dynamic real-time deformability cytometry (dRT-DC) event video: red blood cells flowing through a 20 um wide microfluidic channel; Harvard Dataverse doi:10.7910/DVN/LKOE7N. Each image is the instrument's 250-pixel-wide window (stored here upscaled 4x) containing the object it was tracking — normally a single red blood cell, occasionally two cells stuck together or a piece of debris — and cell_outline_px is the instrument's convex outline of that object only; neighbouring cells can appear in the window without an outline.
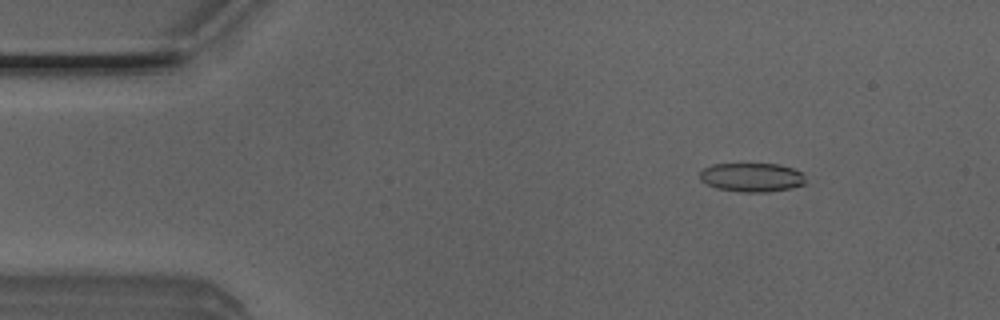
{"species": "Egyptian fruit bat (a non-hibernating species)", "species_latin": "Rousettus aegyptiacus", "temperature_condition": "room temperature", "stored_images_in_passage": 45, "camera_frame_rate_fps": 3000, "um_per_image_px": 0.085, "animal": {"sex": "male"}, "frame": {"image": 1, "passage_image": 1, "time_ms": 0.0, "image_size_px": [1000, 320], "cell_outline_px": [[804, 184], [792, 188], [768, 192], [740, 192], [716, 188], [700, 180], [700, 172], [704, 168], [712, 164], [780, 164], [804, 172]], "centroid_in_image_um": [63.92, 15.07], "position_along_channel_um": 21.1, "area_um2": 17.92}}
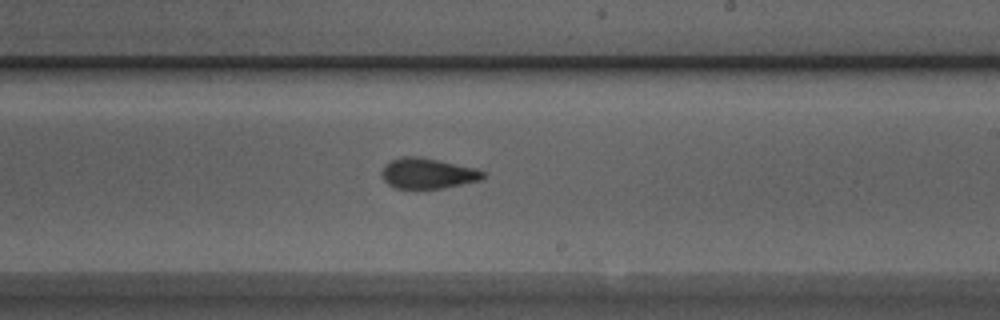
{"frame": {"image": 2, "passage_image": 24, "time_ms": 7.667, "image_size_px": [1000, 320], "cell_outline_px": [[488, 176], [484, 180], [444, 188], [396, 188], [388, 184], [380, 176], [380, 172], [384, 164], [400, 156], [420, 156], [476, 168], [484, 172]], "centroid_in_image_um": [36.38, 14.73], "position_along_channel_um": 252.6, "area_um2": 18.38}}
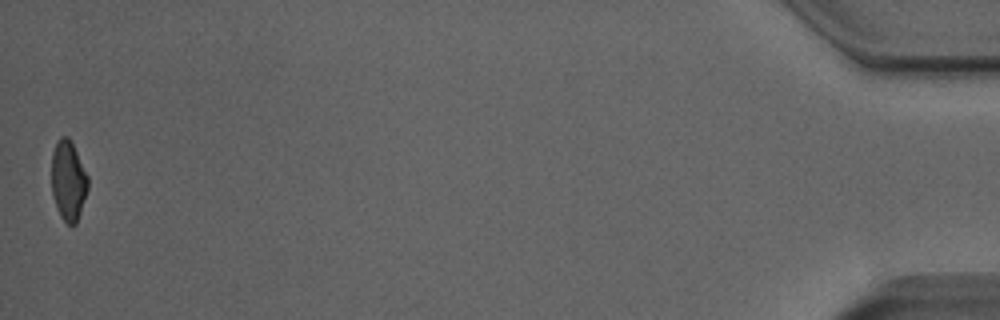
{"frame": {"image": 3, "passage_image": 45, "time_ms": 14.667, "image_size_px": [1000, 320], "cell_outline_px": [[88, 188], [76, 224], [68, 224], [60, 216], [56, 208], [52, 196], [52, 152], [56, 140], [60, 136], [68, 136], [88, 176]], "centroid_in_image_um": [5.78, 15.34], "position_along_channel_um": 429.4, "area_um2": 16.88}, "authors_computed_cell_mechanics": {"area_um2": 18.207, "velocity_mm_per_s": 4.0007, "shape_relaxation_time_tau1_ms": 5.1035, "shape_relaxation_time_tau2_ms": 1.6707, "deformation_change_tau1": 0.1651, "deformation_change_tau2": 0.1011}}